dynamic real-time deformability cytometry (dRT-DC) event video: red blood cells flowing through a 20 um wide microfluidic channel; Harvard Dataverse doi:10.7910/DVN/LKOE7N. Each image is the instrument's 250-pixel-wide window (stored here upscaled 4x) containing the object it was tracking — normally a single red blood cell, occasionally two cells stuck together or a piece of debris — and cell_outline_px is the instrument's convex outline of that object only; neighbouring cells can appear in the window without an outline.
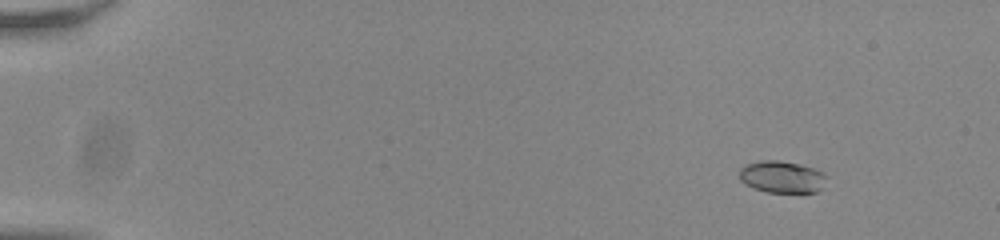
{"species": "common noctule bat (a hibernating species)", "species_latin": "Nyctalus noctula", "temperature_condition": "room temperature", "stored_images_in_passage": 57, "camera_frame_rate_fps": 3000, "um_per_image_px": 0.085, "animal": {"sex": "male", "body_mass_g": 20.0, "forearm_length_mm": 53.3}, "frame": {"image": 1, "passage_image": 8, "time_ms": 2.333, "image_size_px": [1000, 240], "cell_outline_px": [[824, 176], [820, 188], [816, 192], [768, 192], [752, 188], [744, 184], [740, 180], [740, 168], [744, 164], [760, 160], [780, 160], [800, 164], [824, 172]], "centroid_in_image_um": [66.38, 15.02], "position_along_channel_um": 18.6, "area_um2": 16.13}}
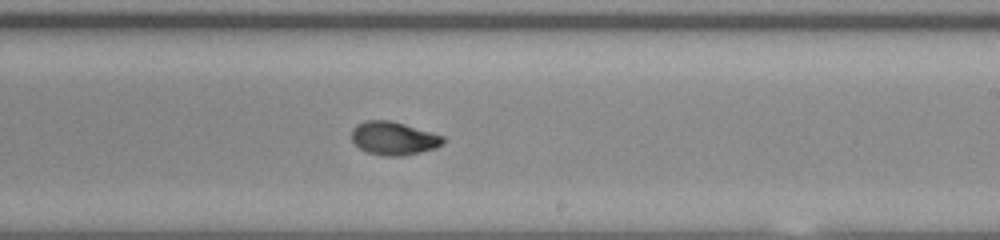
{"frame": {"image": 2, "passage_image": 37, "time_ms": 12.0, "image_size_px": [1000, 240], "cell_outline_px": [[444, 144], [436, 148], [404, 156], [384, 156], [368, 152], [360, 148], [352, 140], [352, 128], [356, 124], [368, 120], [388, 120], [404, 124], [444, 136]], "centroid_in_image_um": [33.47, 11.76], "position_along_channel_um": 255.5, "area_um2": 17.69}}
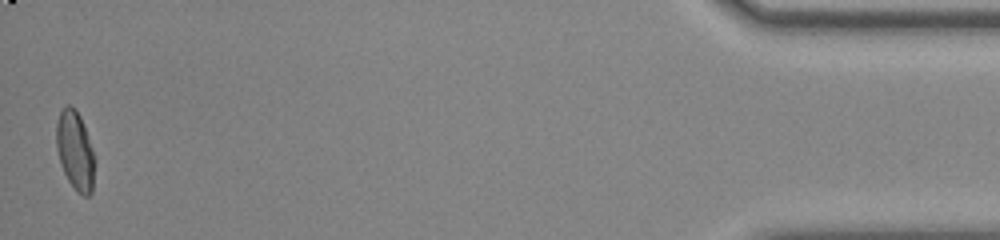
{"frame": {"image": 3, "passage_image": 57, "time_ms": 18.667, "image_size_px": [1000, 240], "cell_outline_px": [[96, 160], [92, 192], [88, 196], [84, 196], [76, 192], [68, 180], [60, 164], [56, 148], [56, 124], [60, 112], [68, 104], [76, 108], [80, 116]], "centroid_in_image_um": [6.39, 12.84], "position_along_channel_um": 428.8, "area_um2": 17.8}, "authors_computed_cell_mechanics": {"area_um2": 17.1666, "velocity_mm_per_s": 3.8036, "shape_relaxation_time_tau1_ms": 2.9264, "shape_relaxation_time_tau2_ms": 1.9644, "deformation_change_tau1": 0.164, "deformation_change_tau2": 0.0544}}